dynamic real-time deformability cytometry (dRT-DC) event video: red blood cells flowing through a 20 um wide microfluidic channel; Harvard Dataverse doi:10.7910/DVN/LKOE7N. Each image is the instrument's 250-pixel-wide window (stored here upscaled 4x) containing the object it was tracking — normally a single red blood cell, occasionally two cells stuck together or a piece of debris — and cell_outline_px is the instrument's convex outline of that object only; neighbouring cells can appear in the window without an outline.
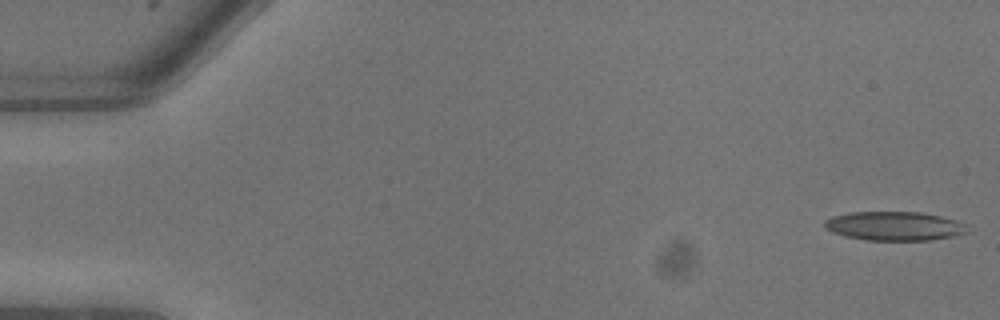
{"species": "common noctule bat (a hibernating species)", "species_latin": "Nyctalus noctula", "temperature_condition": "warm", "stored_images_in_passage": 10, "camera_frame_rate_fps": 3000, "um_per_image_px": 0.085, "animal": {"sex": "male", "body_mass_g": 13.3}, "frame": {"image": 1, "passage_image": 1, "time_ms": 0.0, "image_size_px": [1000, 320], "cell_outline_px": [[968, 232], [952, 236], [932, 240], [868, 240], [844, 236], [832, 232], [824, 228], [824, 220], [832, 216], [848, 212], [920, 212], [940, 216], [956, 220], [968, 224]], "centroid_in_image_um": [76.01, 19.21], "position_along_channel_um": 9.0, "area_um2": 24.28}}
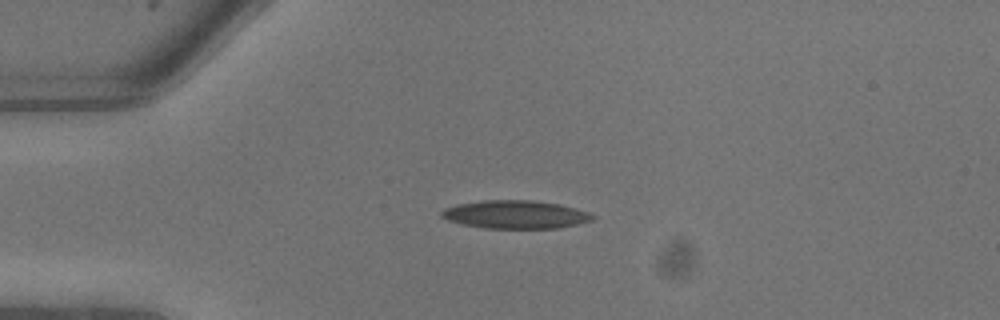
{"frame": {"image": 2, "passage_image": 6, "time_ms": 1.667, "image_size_px": [1000, 320], "cell_outline_px": [[596, 216], [592, 220], [560, 228], [484, 228], [464, 224], [448, 220], [440, 216], [440, 212], [444, 208], [460, 204], [484, 200], [532, 200], [560, 204], [588, 212]], "centroid_in_image_um": [43.82, 18.23], "position_along_channel_um": 41.2, "area_um2": 24.62}}
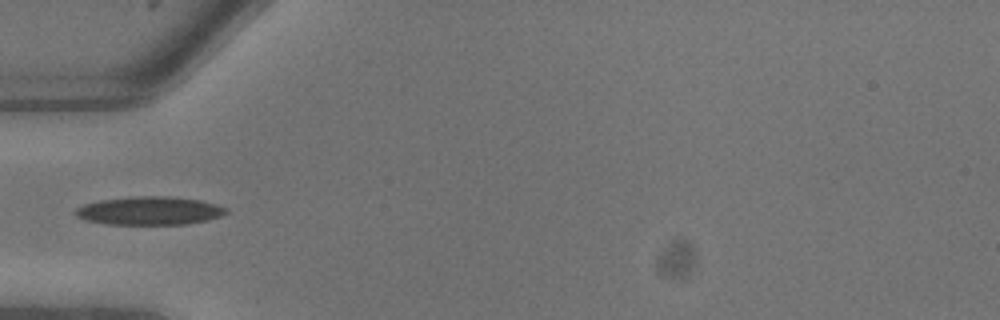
{"frame": {"image": 3, "passage_image": 8, "time_ms": 2.333, "image_size_px": [1000, 320], "cell_outline_px": [[228, 212], [220, 216], [208, 220], [188, 224], [104, 224], [84, 220], [76, 216], [72, 212], [76, 208], [84, 204], [100, 200], [136, 196], [168, 196], [200, 200], [216, 204], [228, 208]], "centroid_in_image_um": [12.69, 17.91], "position_along_channel_um": 72.3, "area_um2": 25.03}}